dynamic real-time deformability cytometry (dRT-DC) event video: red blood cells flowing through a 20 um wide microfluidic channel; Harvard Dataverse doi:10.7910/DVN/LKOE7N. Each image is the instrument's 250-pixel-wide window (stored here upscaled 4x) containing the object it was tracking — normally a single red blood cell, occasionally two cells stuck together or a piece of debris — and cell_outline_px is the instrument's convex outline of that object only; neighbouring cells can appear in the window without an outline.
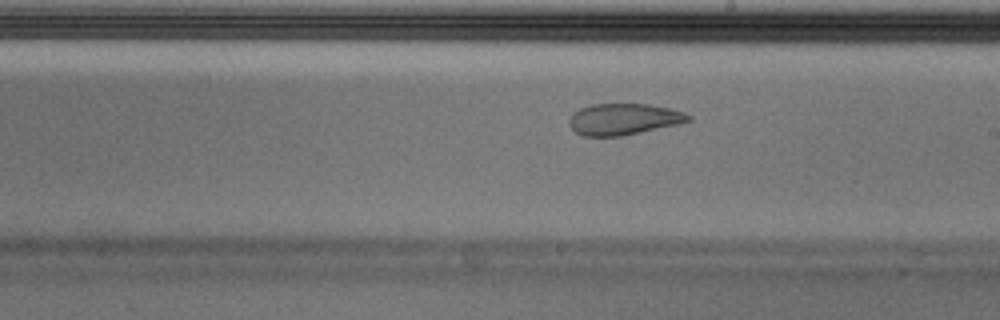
{"species": "Egyptian fruit bat (a non-hibernating species)", "species_latin": "Rousettus aegyptiacus", "temperature_condition": "cold", "stored_images_in_passage": 54, "camera_frame_rate_fps": 3000, "um_per_image_px": 0.085, "animal": {"sex": "male"}, "frame": {"image": 1, "passage_image": 31, "time_ms": 10.0, "image_size_px": [1000, 320], "cell_outline_px": [[692, 120], [676, 124], [620, 136], [584, 136], [576, 132], [568, 124], [568, 120], [572, 112], [580, 108], [592, 104], [648, 104], [668, 108], [684, 112], [692, 116]], "centroid_in_image_um": [52.96, 10.12], "position_along_channel_um": 236.0, "area_um2": 21.62}, "authors_computed_cell_mechanics": {"area_um2": 24.9118, "velocity_mm_per_s": 3.6701, "shape_relaxation_time_tau1_ms": null, "shape_relaxation_time_tau2_ms": 1.8024, "deformation_change_tau1": null, "deformation_change_tau2": 0.0683}}